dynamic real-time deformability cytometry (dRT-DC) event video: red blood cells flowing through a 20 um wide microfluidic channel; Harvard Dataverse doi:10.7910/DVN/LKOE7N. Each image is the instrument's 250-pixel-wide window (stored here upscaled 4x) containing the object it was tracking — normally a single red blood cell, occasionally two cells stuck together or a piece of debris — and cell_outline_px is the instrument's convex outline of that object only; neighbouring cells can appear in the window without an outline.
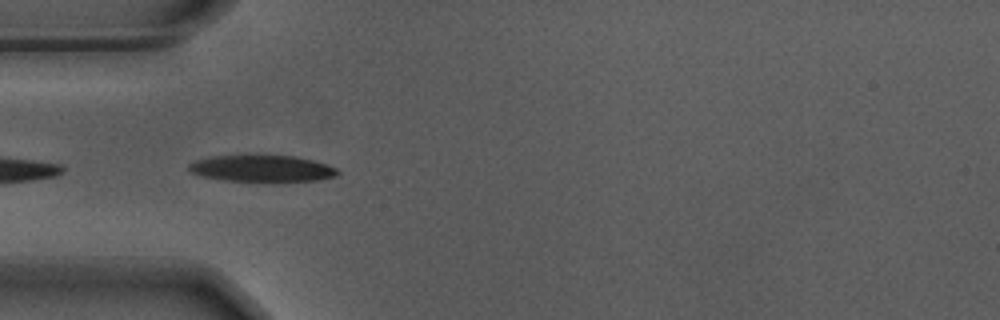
{"species": "Egyptian fruit bat (a non-hibernating species)", "species_latin": "Rousettus aegyptiacus", "temperature_condition": "warm", "stored_images_in_passage": 41, "camera_frame_rate_fps": 3000, "um_per_image_px": 0.085, "animal": {"sex": "male"}, "frame": {"image": 1, "passage_image": 2, "time_ms": 0.333, "image_size_px": [1000, 320], "cell_outline_px": [[340, 172], [336, 176], [320, 180], [280, 184], [264, 184], [224, 180], [200, 176], [192, 172], [188, 168], [188, 164], [196, 160], [212, 156], [248, 152], [296, 156], [328, 164], [336, 168]], "centroid_in_image_um": [22.29, 14.32], "position_along_channel_um": 62.7, "area_um2": 25.32}}
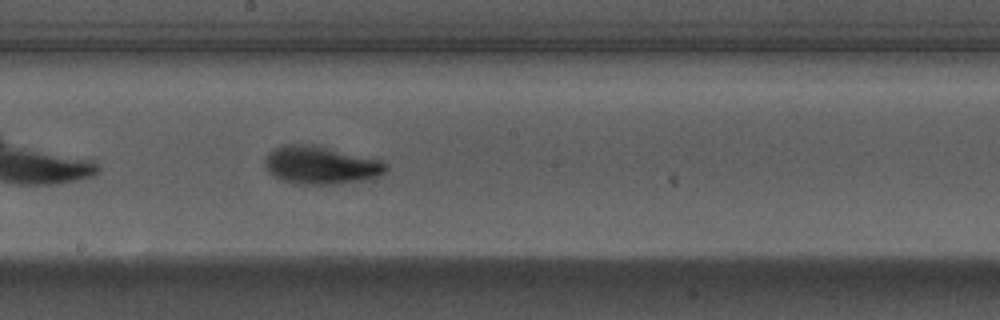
{"frame": {"image": 2, "passage_image": 15, "time_ms": 4.667, "image_size_px": [1000, 320], "cell_outline_px": [[388, 168], [384, 172], [368, 180], [332, 184], [304, 184], [280, 180], [268, 172], [264, 164], [264, 156], [268, 152], [284, 144], [316, 144], [384, 160], [388, 164]], "centroid_in_image_um": [27.28, 14.01], "position_along_channel_um": 220.9, "area_um2": 27.28}}
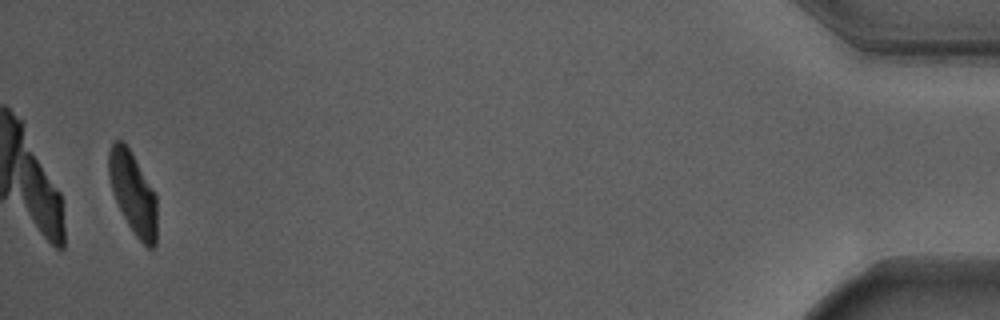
{"frame": {"image": 3, "passage_image": 39, "time_ms": 12.667, "image_size_px": [1000, 320], "cell_outline_px": [[156, 244], [152, 248], [148, 248], [136, 236], [128, 224], [112, 192], [108, 172], [108, 152], [112, 144], [116, 140], [120, 140], [128, 148], [156, 192]], "centroid_in_image_um": [11.31, 16.41], "position_along_channel_um": 423.9, "area_um2": 22.72}, "authors_computed_cell_mechanics": {"area_um2": 25.143, "velocity_mm_per_s": 3.678, "shape_relaxation_time_tau1_ms": 2.1645, "shape_relaxation_time_tau2_ms": 1.242, "deformation_change_tau1": 0.1896, "deformation_change_tau2": 0.079}}